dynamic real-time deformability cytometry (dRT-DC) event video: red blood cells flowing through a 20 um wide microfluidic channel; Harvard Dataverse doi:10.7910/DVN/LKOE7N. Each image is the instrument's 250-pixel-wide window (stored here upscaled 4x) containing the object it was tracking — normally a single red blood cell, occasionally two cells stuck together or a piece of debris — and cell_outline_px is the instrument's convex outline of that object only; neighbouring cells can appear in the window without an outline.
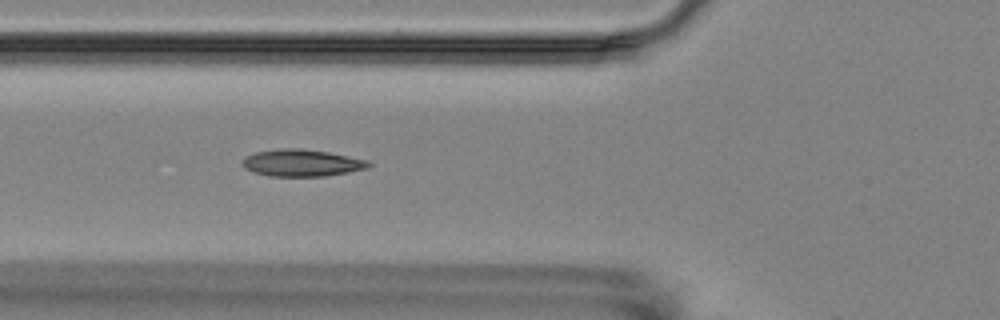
{"species": "Egyptian fruit bat (a non-hibernating species)", "species_latin": "Rousettus aegyptiacus", "temperature_condition": "room temperature", "stored_images_in_passage": 5, "camera_frame_rate_fps": 3000, "um_per_image_px": 0.085, "animal": {"sex": "female"}, "frame": {"image": 1, "passage_image": 5, "time_ms": 6.333, "image_size_px": [1000, 320], "cell_outline_px": [[372, 164], [368, 168], [348, 172], [324, 176], [268, 176], [252, 172], [244, 168], [240, 164], [248, 156], [256, 152], [284, 148], [300, 148], [328, 152], [368, 160]], "centroid_in_image_um": [25.65, 13.85], "position_along_channel_um": 100.1, "area_um2": 19.77}}